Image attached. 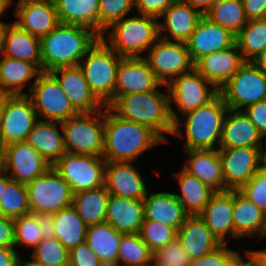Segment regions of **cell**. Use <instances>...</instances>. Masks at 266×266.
I'll return each mask as SVG.
<instances>
[{
  "label": "cell",
  "instance_id": "cell-17",
  "mask_svg": "<svg viewBox=\"0 0 266 266\" xmlns=\"http://www.w3.org/2000/svg\"><path fill=\"white\" fill-rule=\"evenodd\" d=\"M164 86L142 57H122L117 68L114 100L131 93L157 90Z\"/></svg>",
  "mask_w": 266,
  "mask_h": 266
},
{
  "label": "cell",
  "instance_id": "cell-33",
  "mask_svg": "<svg viewBox=\"0 0 266 266\" xmlns=\"http://www.w3.org/2000/svg\"><path fill=\"white\" fill-rule=\"evenodd\" d=\"M0 54L34 63L41 70L40 39L11 22L5 30Z\"/></svg>",
  "mask_w": 266,
  "mask_h": 266
},
{
  "label": "cell",
  "instance_id": "cell-24",
  "mask_svg": "<svg viewBox=\"0 0 266 266\" xmlns=\"http://www.w3.org/2000/svg\"><path fill=\"white\" fill-rule=\"evenodd\" d=\"M264 137L243 110L226 112L219 148L264 147Z\"/></svg>",
  "mask_w": 266,
  "mask_h": 266
},
{
  "label": "cell",
  "instance_id": "cell-35",
  "mask_svg": "<svg viewBox=\"0 0 266 266\" xmlns=\"http://www.w3.org/2000/svg\"><path fill=\"white\" fill-rule=\"evenodd\" d=\"M180 194L174 193L188 215H199L215 191L183 168L174 173Z\"/></svg>",
  "mask_w": 266,
  "mask_h": 266
},
{
  "label": "cell",
  "instance_id": "cell-46",
  "mask_svg": "<svg viewBox=\"0 0 266 266\" xmlns=\"http://www.w3.org/2000/svg\"><path fill=\"white\" fill-rule=\"evenodd\" d=\"M14 224L15 249L22 246L34 249L43 240L41 227L34 214L14 218Z\"/></svg>",
  "mask_w": 266,
  "mask_h": 266
},
{
  "label": "cell",
  "instance_id": "cell-63",
  "mask_svg": "<svg viewBox=\"0 0 266 266\" xmlns=\"http://www.w3.org/2000/svg\"><path fill=\"white\" fill-rule=\"evenodd\" d=\"M1 17L2 16H0V20H1ZM8 25H9V23H5L3 21H0V50H1L2 44H3L4 33H5V30H6Z\"/></svg>",
  "mask_w": 266,
  "mask_h": 266
},
{
  "label": "cell",
  "instance_id": "cell-47",
  "mask_svg": "<svg viewBox=\"0 0 266 266\" xmlns=\"http://www.w3.org/2000/svg\"><path fill=\"white\" fill-rule=\"evenodd\" d=\"M190 261L178 238L152 252V266H190Z\"/></svg>",
  "mask_w": 266,
  "mask_h": 266
},
{
  "label": "cell",
  "instance_id": "cell-54",
  "mask_svg": "<svg viewBox=\"0 0 266 266\" xmlns=\"http://www.w3.org/2000/svg\"><path fill=\"white\" fill-rule=\"evenodd\" d=\"M248 20L266 18V0H242Z\"/></svg>",
  "mask_w": 266,
  "mask_h": 266
},
{
  "label": "cell",
  "instance_id": "cell-51",
  "mask_svg": "<svg viewBox=\"0 0 266 266\" xmlns=\"http://www.w3.org/2000/svg\"><path fill=\"white\" fill-rule=\"evenodd\" d=\"M175 0H134L135 9L140 15L150 16L159 19L163 12Z\"/></svg>",
  "mask_w": 266,
  "mask_h": 266
},
{
  "label": "cell",
  "instance_id": "cell-31",
  "mask_svg": "<svg viewBox=\"0 0 266 266\" xmlns=\"http://www.w3.org/2000/svg\"><path fill=\"white\" fill-rule=\"evenodd\" d=\"M234 238L266 236V214L239 190H234Z\"/></svg>",
  "mask_w": 266,
  "mask_h": 266
},
{
  "label": "cell",
  "instance_id": "cell-53",
  "mask_svg": "<svg viewBox=\"0 0 266 266\" xmlns=\"http://www.w3.org/2000/svg\"><path fill=\"white\" fill-rule=\"evenodd\" d=\"M0 247L15 248L14 218L0 215Z\"/></svg>",
  "mask_w": 266,
  "mask_h": 266
},
{
  "label": "cell",
  "instance_id": "cell-42",
  "mask_svg": "<svg viewBox=\"0 0 266 266\" xmlns=\"http://www.w3.org/2000/svg\"><path fill=\"white\" fill-rule=\"evenodd\" d=\"M117 261L122 265L152 263V251L143 242L139 233L123 234Z\"/></svg>",
  "mask_w": 266,
  "mask_h": 266
},
{
  "label": "cell",
  "instance_id": "cell-36",
  "mask_svg": "<svg viewBox=\"0 0 266 266\" xmlns=\"http://www.w3.org/2000/svg\"><path fill=\"white\" fill-rule=\"evenodd\" d=\"M110 194L105 185L73 194L72 205L79 217L87 225L105 222L107 203Z\"/></svg>",
  "mask_w": 266,
  "mask_h": 266
},
{
  "label": "cell",
  "instance_id": "cell-1",
  "mask_svg": "<svg viewBox=\"0 0 266 266\" xmlns=\"http://www.w3.org/2000/svg\"><path fill=\"white\" fill-rule=\"evenodd\" d=\"M165 91L131 93L118 96L108 107L119 117L144 125L154 131L165 143L172 134L174 122L180 118L170 104L167 85Z\"/></svg>",
  "mask_w": 266,
  "mask_h": 266
},
{
  "label": "cell",
  "instance_id": "cell-48",
  "mask_svg": "<svg viewBox=\"0 0 266 266\" xmlns=\"http://www.w3.org/2000/svg\"><path fill=\"white\" fill-rule=\"evenodd\" d=\"M228 244H222L203 257L192 259L190 266H235L243 257L238 250L229 249Z\"/></svg>",
  "mask_w": 266,
  "mask_h": 266
},
{
  "label": "cell",
  "instance_id": "cell-13",
  "mask_svg": "<svg viewBox=\"0 0 266 266\" xmlns=\"http://www.w3.org/2000/svg\"><path fill=\"white\" fill-rule=\"evenodd\" d=\"M170 104L174 102L180 115L207 104L219 90L194 67L173 79L168 85Z\"/></svg>",
  "mask_w": 266,
  "mask_h": 266
},
{
  "label": "cell",
  "instance_id": "cell-18",
  "mask_svg": "<svg viewBox=\"0 0 266 266\" xmlns=\"http://www.w3.org/2000/svg\"><path fill=\"white\" fill-rule=\"evenodd\" d=\"M235 43V34L211 22L203 15L186 42V46L191 61L195 64L201 57L227 49Z\"/></svg>",
  "mask_w": 266,
  "mask_h": 266
},
{
  "label": "cell",
  "instance_id": "cell-34",
  "mask_svg": "<svg viewBox=\"0 0 266 266\" xmlns=\"http://www.w3.org/2000/svg\"><path fill=\"white\" fill-rule=\"evenodd\" d=\"M59 23L79 25L98 35L99 0H53Z\"/></svg>",
  "mask_w": 266,
  "mask_h": 266
},
{
  "label": "cell",
  "instance_id": "cell-19",
  "mask_svg": "<svg viewBox=\"0 0 266 266\" xmlns=\"http://www.w3.org/2000/svg\"><path fill=\"white\" fill-rule=\"evenodd\" d=\"M14 15L15 24L39 39L59 24L53 0H18Z\"/></svg>",
  "mask_w": 266,
  "mask_h": 266
},
{
  "label": "cell",
  "instance_id": "cell-26",
  "mask_svg": "<svg viewBox=\"0 0 266 266\" xmlns=\"http://www.w3.org/2000/svg\"><path fill=\"white\" fill-rule=\"evenodd\" d=\"M186 162L182 167L189 174L196 176L215 192L227 191L218 149L185 150Z\"/></svg>",
  "mask_w": 266,
  "mask_h": 266
},
{
  "label": "cell",
  "instance_id": "cell-11",
  "mask_svg": "<svg viewBox=\"0 0 266 266\" xmlns=\"http://www.w3.org/2000/svg\"><path fill=\"white\" fill-rule=\"evenodd\" d=\"M29 92L26 95L41 120L64 122L78 114L50 72H41Z\"/></svg>",
  "mask_w": 266,
  "mask_h": 266
},
{
  "label": "cell",
  "instance_id": "cell-29",
  "mask_svg": "<svg viewBox=\"0 0 266 266\" xmlns=\"http://www.w3.org/2000/svg\"><path fill=\"white\" fill-rule=\"evenodd\" d=\"M41 72L34 63L0 54V96L26 95L23 89L34 79L30 90Z\"/></svg>",
  "mask_w": 266,
  "mask_h": 266
},
{
  "label": "cell",
  "instance_id": "cell-67",
  "mask_svg": "<svg viewBox=\"0 0 266 266\" xmlns=\"http://www.w3.org/2000/svg\"><path fill=\"white\" fill-rule=\"evenodd\" d=\"M3 123V96H0V130Z\"/></svg>",
  "mask_w": 266,
  "mask_h": 266
},
{
  "label": "cell",
  "instance_id": "cell-21",
  "mask_svg": "<svg viewBox=\"0 0 266 266\" xmlns=\"http://www.w3.org/2000/svg\"><path fill=\"white\" fill-rule=\"evenodd\" d=\"M133 163L106 162L104 185L110 195L144 199L148 194L146 183Z\"/></svg>",
  "mask_w": 266,
  "mask_h": 266
},
{
  "label": "cell",
  "instance_id": "cell-55",
  "mask_svg": "<svg viewBox=\"0 0 266 266\" xmlns=\"http://www.w3.org/2000/svg\"><path fill=\"white\" fill-rule=\"evenodd\" d=\"M41 227L43 239L55 238L53 213H34Z\"/></svg>",
  "mask_w": 266,
  "mask_h": 266
},
{
  "label": "cell",
  "instance_id": "cell-43",
  "mask_svg": "<svg viewBox=\"0 0 266 266\" xmlns=\"http://www.w3.org/2000/svg\"><path fill=\"white\" fill-rule=\"evenodd\" d=\"M32 260L43 266H69V251L57 238H45L32 253Z\"/></svg>",
  "mask_w": 266,
  "mask_h": 266
},
{
  "label": "cell",
  "instance_id": "cell-16",
  "mask_svg": "<svg viewBox=\"0 0 266 266\" xmlns=\"http://www.w3.org/2000/svg\"><path fill=\"white\" fill-rule=\"evenodd\" d=\"M50 167L51 164L26 141L11 143L5 148L3 170L12 180L27 184Z\"/></svg>",
  "mask_w": 266,
  "mask_h": 266
},
{
  "label": "cell",
  "instance_id": "cell-64",
  "mask_svg": "<svg viewBox=\"0 0 266 266\" xmlns=\"http://www.w3.org/2000/svg\"><path fill=\"white\" fill-rule=\"evenodd\" d=\"M18 266H43L38 263H36L34 260L31 259V261L22 260L21 256L19 259V265Z\"/></svg>",
  "mask_w": 266,
  "mask_h": 266
},
{
  "label": "cell",
  "instance_id": "cell-8",
  "mask_svg": "<svg viewBox=\"0 0 266 266\" xmlns=\"http://www.w3.org/2000/svg\"><path fill=\"white\" fill-rule=\"evenodd\" d=\"M228 109L242 110L266 100V76L252 61H246L240 69L219 88Z\"/></svg>",
  "mask_w": 266,
  "mask_h": 266
},
{
  "label": "cell",
  "instance_id": "cell-25",
  "mask_svg": "<svg viewBox=\"0 0 266 266\" xmlns=\"http://www.w3.org/2000/svg\"><path fill=\"white\" fill-rule=\"evenodd\" d=\"M233 209L234 190H227L215 192L199 214L222 244L229 243L226 239L227 234L234 238Z\"/></svg>",
  "mask_w": 266,
  "mask_h": 266
},
{
  "label": "cell",
  "instance_id": "cell-7",
  "mask_svg": "<svg viewBox=\"0 0 266 266\" xmlns=\"http://www.w3.org/2000/svg\"><path fill=\"white\" fill-rule=\"evenodd\" d=\"M66 153L102 156L104 148V108L61 122Z\"/></svg>",
  "mask_w": 266,
  "mask_h": 266
},
{
  "label": "cell",
  "instance_id": "cell-22",
  "mask_svg": "<svg viewBox=\"0 0 266 266\" xmlns=\"http://www.w3.org/2000/svg\"><path fill=\"white\" fill-rule=\"evenodd\" d=\"M245 62L235 43L227 49L201 57L194 68L219 90Z\"/></svg>",
  "mask_w": 266,
  "mask_h": 266
},
{
  "label": "cell",
  "instance_id": "cell-69",
  "mask_svg": "<svg viewBox=\"0 0 266 266\" xmlns=\"http://www.w3.org/2000/svg\"><path fill=\"white\" fill-rule=\"evenodd\" d=\"M123 266H152V263H145V264H131V265H123Z\"/></svg>",
  "mask_w": 266,
  "mask_h": 266
},
{
  "label": "cell",
  "instance_id": "cell-40",
  "mask_svg": "<svg viewBox=\"0 0 266 266\" xmlns=\"http://www.w3.org/2000/svg\"><path fill=\"white\" fill-rule=\"evenodd\" d=\"M236 43L245 61H253L266 51V18L248 20L236 35Z\"/></svg>",
  "mask_w": 266,
  "mask_h": 266
},
{
  "label": "cell",
  "instance_id": "cell-38",
  "mask_svg": "<svg viewBox=\"0 0 266 266\" xmlns=\"http://www.w3.org/2000/svg\"><path fill=\"white\" fill-rule=\"evenodd\" d=\"M122 235L110 224L103 222L87 227L85 242L101 261H117Z\"/></svg>",
  "mask_w": 266,
  "mask_h": 266
},
{
  "label": "cell",
  "instance_id": "cell-10",
  "mask_svg": "<svg viewBox=\"0 0 266 266\" xmlns=\"http://www.w3.org/2000/svg\"><path fill=\"white\" fill-rule=\"evenodd\" d=\"M105 165L102 156L65 153L52 167L68 183L74 194L103 186Z\"/></svg>",
  "mask_w": 266,
  "mask_h": 266
},
{
  "label": "cell",
  "instance_id": "cell-59",
  "mask_svg": "<svg viewBox=\"0 0 266 266\" xmlns=\"http://www.w3.org/2000/svg\"><path fill=\"white\" fill-rule=\"evenodd\" d=\"M258 69L266 76V51L261 53L256 59L252 61Z\"/></svg>",
  "mask_w": 266,
  "mask_h": 266
},
{
  "label": "cell",
  "instance_id": "cell-45",
  "mask_svg": "<svg viewBox=\"0 0 266 266\" xmlns=\"http://www.w3.org/2000/svg\"><path fill=\"white\" fill-rule=\"evenodd\" d=\"M177 229L152 220H144L139 235L143 242L153 252L164 247L177 238Z\"/></svg>",
  "mask_w": 266,
  "mask_h": 266
},
{
  "label": "cell",
  "instance_id": "cell-37",
  "mask_svg": "<svg viewBox=\"0 0 266 266\" xmlns=\"http://www.w3.org/2000/svg\"><path fill=\"white\" fill-rule=\"evenodd\" d=\"M55 238L70 251L86 241L87 225L79 217L75 207L70 206L53 213Z\"/></svg>",
  "mask_w": 266,
  "mask_h": 266
},
{
  "label": "cell",
  "instance_id": "cell-60",
  "mask_svg": "<svg viewBox=\"0 0 266 266\" xmlns=\"http://www.w3.org/2000/svg\"><path fill=\"white\" fill-rule=\"evenodd\" d=\"M11 180L8 174L4 171H0V201L2 198L3 190L6 187L7 183Z\"/></svg>",
  "mask_w": 266,
  "mask_h": 266
},
{
  "label": "cell",
  "instance_id": "cell-30",
  "mask_svg": "<svg viewBox=\"0 0 266 266\" xmlns=\"http://www.w3.org/2000/svg\"><path fill=\"white\" fill-rule=\"evenodd\" d=\"M26 142L36 149L51 166L66 153L61 122L39 118L28 133Z\"/></svg>",
  "mask_w": 266,
  "mask_h": 266
},
{
  "label": "cell",
  "instance_id": "cell-52",
  "mask_svg": "<svg viewBox=\"0 0 266 266\" xmlns=\"http://www.w3.org/2000/svg\"><path fill=\"white\" fill-rule=\"evenodd\" d=\"M243 111L261 135L266 138V100L251 104Z\"/></svg>",
  "mask_w": 266,
  "mask_h": 266
},
{
  "label": "cell",
  "instance_id": "cell-57",
  "mask_svg": "<svg viewBox=\"0 0 266 266\" xmlns=\"http://www.w3.org/2000/svg\"><path fill=\"white\" fill-rule=\"evenodd\" d=\"M246 258L249 259L250 266H266V249L247 250Z\"/></svg>",
  "mask_w": 266,
  "mask_h": 266
},
{
  "label": "cell",
  "instance_id": "cell-14",
  "mask_svg": "<svg viewBox=\"0 0 266 266\" xmlns=\"http://www.w3.org/2000/svg\"><path fill=\"white\" fill-rule=\"evenodd\" d=\"M38 119L32 101L27 95L3 96L0 139L6 146L15 142H25Z\"/></svg>",
  "mask_w": 266,
  "mask_h": 266
},
{
  "label": "cell",
  "instance_id": "cell-44",
  "mask_svg": "<svg viewBox=\"0 0 266 266\" xmlns=\"http://www.w3.org/2000/svg\"><path fill=\"white\" fill-rule=\"evenodd\" d=\"M135 8L134 0H99L98 36L113 23L129 15Z\"/></svg>",
  "mask_w": 266,
  "mask_h": 266
},
{
  "label": "cell",
  "instance_id": "cell-32",
  "mask_svg": "<svg viewBox=\"0 0 266 266\" xmlns=\"http://www.w3.org/2000/svg\"><path fill=\"white\" fill-rule=\"evenodd\" d=\"M149 194L143 199L144 220H152L179 230L188 214L174 193L164 191Z\"/></svg>",
  "mask_w": 266,
  "mask_h": 266
},
{
  "label": "cell",
  "instance_id": "cell-66",
  "mask_svg": "<svg viewBox=\"0 0 266 266\" xmlns=\"http://www.w3.org/2000/svg\"><path fill=\"white\" fill-rule=\"evenodd\" d=\"M265 149H263V147L261 148V168L266 170V150Z\"/></svg>",
  "mask_w": 266,
  "mask_h": 266
},
{
  "label": "cell",
  "instance_id": "cell-9",
  "mask_svg": "<svg viewBox=\"0 0 266 266\" xmlns=\"http://www.w3.org/2000/svg\"><path fill=\"white\" fill-rule=\"evenodd\" d=\"M26 185L30 213H55L72 204L68 183L51 166Z\"/></svg>",
  "mask_w": 266,
  "mask_h": 266
},
{
  "label": "cell",
  "instance_id": "cell-65",
  "mask_svg": "<svg viewBox=\"0 0 266 266\" xmlns=\"http://www.w3.org/2000/svg\"><path fill=\"white\" fill-rule=\"evenodd\" d=\"M99 266H123L118 261H101Z\"/></svg>",
  "mask_w": 266,
  "mask_h": 266
},
{
  "label": "cell",
  "instance_id": "cell-62",
  "mask_svg": "<svg viewBox=\"0 0 266 266\" xmlns=\"http://www.w3.org/2000/svg\"><path fill=\"white\" fill-rule=\"evenodd\" d=\"M14 0H0V16H3L6 9L13 4Z\"/></svg>",
  "mask_w": 266,
  "mask_h": 266
},
{
  "label": "cell",
  "instance_id": "cell-61",
  "mask_svg": "<svg viewBox=\"0 0 266 266\" xmlns=\"http://www.w3.org/2000/svg\"><path fill=\"white\" fill-rule=\"evenodd\" d=\"M6 145L0 139V171L4 169Z\"/></svg>",
  "mask_w": 266,
  "mask_h": 266
},
{
  "label": "cell",
  "instance_id": "cell-15",
  "mask_svg": "<svg viewBox=\"0 0 266 266\" xmlns=\"http://www.w3.org/2000/svg\"><path fill=\"white\" fill-rule=\"evenodd\" d=\"M261 148H218L224 182L228 190H239L259 171Z\"/></svg>",
  "mask_w": 266,
  "mask_h": 266
},
{
  "label": "cell",
  "instance_id": "cell-3",
  "mask_svg": "<svg viewBox=\"0 0 266 266\" xmlns=\"http://www.w3.org/2000/svg\"><path fill=\"white\" fill-rule=\"evenodd\" d=\"M100 37L91 29L59 23L40 39L41 71L78 66Z\"/></svg>",
  "mask_w": 266,
  "mask_h": 266
},
{
  "label": "cell",
  "instance_id": "cell-12",
  "mask_svg": "<svg viewBox=\"0 0 266 266\" xmlns=\"http://www.w3.org/2000/svg\"><path fill=\"white\" fill-rule=\"evenodd\" d=\"M156 78L164 85L194 67L186 43L165 40L161 37L143 57Z\"/></svg>",
  "mask_w": 266,
  "mask_h": 266
},
{
  "label": "cell",
  "instance_id": "cell-49",
  "mask_svg": "<svg viewBox=\"0 0 266 266\" xmlns=\"http://www.w3.org/2000/svg\"><path fill=\"white\" fill-rule=\"evenodd\" d=\"M239 191L266 214V170L258 172Z\"/></svg>",
  "mask_w": 266,
  "mask_h": 266
},
{
  "label": "cell",
  "instance_id": "cell-6",
  "mask_svg": "<svg viewBox=\"0 0 266 266\" xmlns=\"http://www.w3.org/2000/svg\"><path fill=\"white\" fill-rule=\"evenodd\" d=\"M121 58L99 38L78 65L91 92L104 106L114 101L117 68Z\"/></svg>",
  "mask_w": 266,
  "mask_h": 266
},
{
  "label": "cell",
  "instance_id": "cell-28",
  "mask_svg": "<svg viewBox=\"0 0 266 266\" xmlns=\"http://www.w3.org/2000/svg\"><path fill=\"white\" fill-rule=\"evenodd\" d=\"M145 219L143 199L110 195L105 222L123 234L139 233Z\"/></svg>",
  "mask_w": 266,
  "mask_h": 266
},
{
  "label": "cell",
  "instance_id": "cell-58",
  "mask_svg": "<svg viewBox=\"0 0 266 266\" xmlns=\"http://www.w3.org/2000/svg\"><path fill=\"white\" fill-rule=\"evenodd\" d=\"M188 3L192 8L197 9L202 15H204L217 0H182Z\"/></svg>",
  "mask_w": 266,
  "mask_h": 266
},
{
  "label": "cell",
  "instance_id": "cell-56",
  "mask_svg": "<svg viewBox=\"0 0 266 266\" xmlns=\"http://www.w3.org/2000/svg\"><path fill=\"white\" fill-rule=\"evenodd\" d=\"M15 248L0 247V266H18L20 253Z\"/></svg>",
  "mask_w": 266,
  "mask_h": 266
},
{
  "label": "cell",
  "instance_id": "cell-20",
  "mask_svg": "<svg viewBox=\"0 0 266 266\" xmlns=\"http://www.w3.org/2000/svg\"><path fill=\"white\" fill-rule=\"evenodd\" d=\"M50 73L57 79L61 89L78 113L95 112L105 107L91 92L79 66L62 67Z\"/></svg>",
  "mask_w": 266,
  "mask_h": 266
},
{
  "label": "cell",
  "instance_id": "cell-27",
  "mask_svg": "<svg viewBox=\"0 0 266 266\" xmlns=\"http://www.w3.org/2000/svg\"><path fill=\"white\" fill-rule=\"evenodd\" d=\"M177 238L189 258L205 256L222 245L199 215H188L177 231Z\"/></svg>",
  "mask_w": 266,
  "mask_h": 266
},
{
  "label": "cell",
  "instance_id": "cell-41",
  "mask_svg": "<svg viewBox=\"0 0 266 266\" xmlns=\"http://www.w3.org/2000/svg\"><path fill=\"white\" fill-rule=\"evenodd\" d=\"M29 213L26 185L11 179L3 190L0 215L17 218Z\"/></svg>",
  "mask_w": 266,
  "mask_h": 266
},
{
  "label": "cell",
  "instance_id": "cell-4",
  "mask_svg": "<svg viewBox=\"0 0 266 266\" xmlns=\"http://www.w3.org/2000/svg\"><path fill=\"white\" fill-rule=\"evenodd\" d=\"M227 111L228 107L218 93L207 104L182 115V122L181 118L177 119L172 135L185 138L186 150L218 149Z\"/></svg>",
  "mask_w": 266,
  "mask_h": 266
},
{
  "label": "cell",
  "instance_id": "cell-5",
  "mask_svg": "<svg viewBox=\"0 0 266 266\" xmlns=\"http://www.w3.org/2000/svg\"><path fill=\"white\" fill-rule=\"evenodd\" d=\"M158 22L145 15L127 16L113 23L100 38L121 57H142L159 38Z\"/></svg>",
  "mask_w": 266,
  "mask_h": 266
},
{
  "label": "cell",
  "instance_id": "cell-23",
  "mask_svg": "<svg viewBox=\"0 0 266 266\" xmlns=\"http://www.w3.org/2000/svg\"><path fill=\"white\" fill-rule=\"evenodd\" d=\"M202 16L197 9L192 8L188 3L175 0L159 18L164 19L163 22H158L159 37L169 41L186 43ZM166 31L168 32L167 36L165 35ZM163 32L165 36H163Z\"/></svg>",
  "mask_w": 266,
  "mask_h": 266
},
{
  "label": "cell",
  "instance_id": "cell-2",
  "mask_svg": "<svg viewBox=\"0 0 266 266\" xmlns=\"http://www.w3.org/2000/svg\"><path fill=\"white\" fill-rule=\"evenodd\" d=\"M104 148L106 162H135L146 150L165 142L150 128L125 120L104 107Z\"/></svg>",
  "mask_w": 266,
  "mask_h": 266
},
{
  "label": "cell",
  "instance_id": "cell-68",
  "mask_svg": "<svg viewBox=\"0 0 266 266\" xmlns=\"http://www.w3.org/2000/svg\"><path fill=\"white\" fill-rule=\"evenodd\" d=\"M235 266H250L249 261L242 258Z\"/></svg>",
  "mask_w": 266,
  "mask_h": 266
},
{
  "label": "cell",
  "instance_id": "cell-39",
  "mask_svg": "<svg viewBox=\"0 0 266 266\" xmlns=\"http://www.w3.org/2000/svg\"><path fill=\"white\" fill-rule=\"evenodd\" d=\"M204 16L235 35L248 21L242 0H217Z\"/></svg>",
  "mask_w": 266,
  "mask_h": 266
},
{
  "label": "cell",
  "instance_id": "cell-50",
  "mask_svg": "<svg viewBox=\"0 0 266 266\" xmlns=\"http://www.w3.org/2000/svg\"><path fill=\"white\" fill-rule=\"evenodd\" d=\"M101 260L83 242L69 251V266H99Z\"/></svg>",
  "mask_w": 266,
  "mask_h": 266
}]
</instances>
